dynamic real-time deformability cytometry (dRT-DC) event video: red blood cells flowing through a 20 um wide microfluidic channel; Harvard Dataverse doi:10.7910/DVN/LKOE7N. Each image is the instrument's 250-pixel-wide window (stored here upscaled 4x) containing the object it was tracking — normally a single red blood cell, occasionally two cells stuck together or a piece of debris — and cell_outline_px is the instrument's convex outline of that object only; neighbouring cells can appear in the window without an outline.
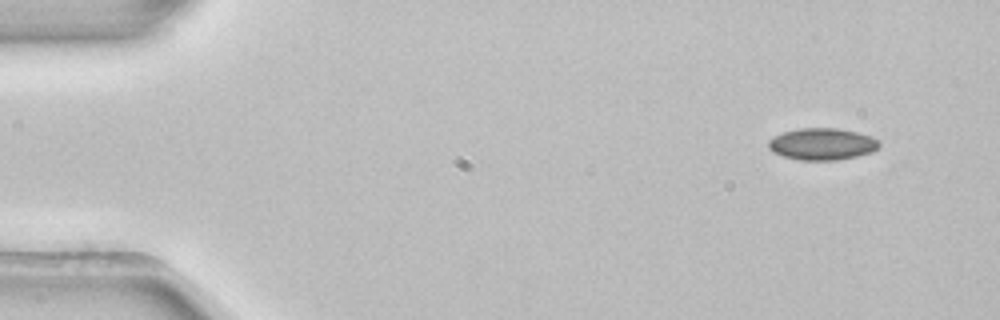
{"species": "common noctule bat (a hibernating species)", "species_latin": "Nyctalus noctula", "temperature_condition": "room temperature", "stored_images_in_passage": 3, "camera_frame_rate_fps": 3000, "um_per_image_px": 0.085, "animal": {"sex": "female", "body_mass_g": 22.7, "forearm_length_mm": 54.2}, "frame": {"image": 1, "passage_image": 1, "time_ms": 0.0, "image_size_px": [1000, 320], "cell_outline_px": [[880, 144], [872, 152], [856, 156], [836, 160], [800, 160], [784, 156], [772, 152], [768, 148], [768, 140], [784, 132], [800, 128], [836, 128], [856, 132], [872, 136]], "centroid_in_image_um": [69.86, 12.24], "position_along_channel_um": 15.1, "area_um2": 20.35}}